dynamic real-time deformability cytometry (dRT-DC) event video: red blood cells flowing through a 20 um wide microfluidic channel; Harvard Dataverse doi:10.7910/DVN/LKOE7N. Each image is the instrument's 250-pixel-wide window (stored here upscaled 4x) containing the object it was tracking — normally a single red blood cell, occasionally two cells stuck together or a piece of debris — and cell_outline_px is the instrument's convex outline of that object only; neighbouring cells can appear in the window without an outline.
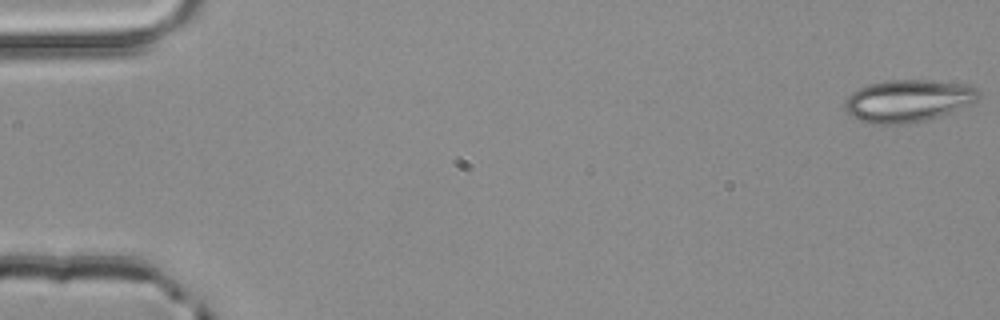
{"species": "common noctule bat (a hibernating species)", "species_latin": "Nyctalus noctula", "temperature_condition": "room temperature", "stored_images_in_passage": 5, "segment_of_instrument_passage": [1, 2], "camera_frame_rate_fps": 3000, "um_per_image_px": 0.085, "animal": {"sex": "male", "body_mass_g": 20.4}, "frame": {"image": 1, "passage_image": 1, "time_ms": 0.0, "image_size_px": [1000, 320], "cell_outline_px": [[980, 96], [972, 104], [940, 116], [928, 120], [904, 124], [868, 124], [852, 116], [844, 108], [844, 100], [852, 92], [868, 84], [888, 80], [928, 80], [968, 84], [976, 88], [980, 92]], "centroid_in_image_um": [77.19, 8.57], "position_along_channel_um": 7.8, "area_um2": 33.23}}